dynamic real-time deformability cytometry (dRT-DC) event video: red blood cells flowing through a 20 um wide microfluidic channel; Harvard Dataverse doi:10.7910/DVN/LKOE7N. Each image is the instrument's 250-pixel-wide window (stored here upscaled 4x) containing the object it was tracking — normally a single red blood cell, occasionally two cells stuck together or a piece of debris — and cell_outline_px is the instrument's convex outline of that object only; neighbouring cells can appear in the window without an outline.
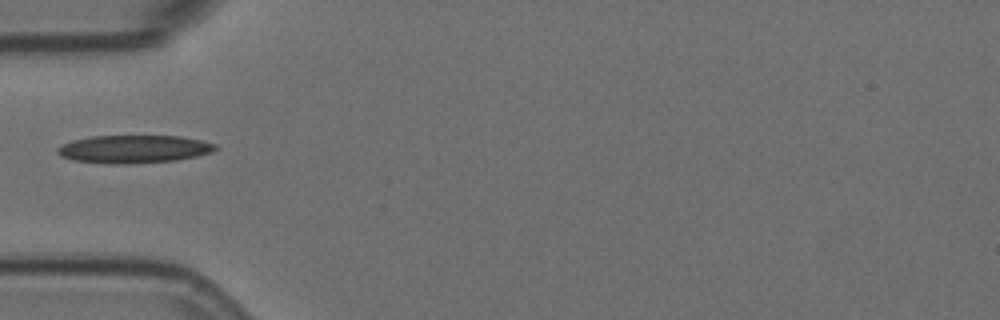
{"species": "Egyptian fruit bat (a non-hibernating species)", "species_latin": "Rousettus aegyptiacus", "temperature_condition": "room temperature", "stored_images_in_passage": 3, "camera_frame_rate_fps": 3000, "um_per_image_px": 0.085, "animal": {"sex": "female"}, "frame": {"image": 1, "passage_image": 3, "time_ms": 0.667, "image_size_px": [1000, 320], "cell_outline_px": [[220, 148], [212, 152], [196, 156], [176, 160], [128, 164], [112, 164], [72, 160], [60, 156], [56, 152], [56, 148], [72, 140], [92, 136], [180, 136], [200, 140], [216, 144]], "centroid_in_image_um": [11.37, 12.67], "position_along_channel_um": 73.6, "area_um2": 25.78}}